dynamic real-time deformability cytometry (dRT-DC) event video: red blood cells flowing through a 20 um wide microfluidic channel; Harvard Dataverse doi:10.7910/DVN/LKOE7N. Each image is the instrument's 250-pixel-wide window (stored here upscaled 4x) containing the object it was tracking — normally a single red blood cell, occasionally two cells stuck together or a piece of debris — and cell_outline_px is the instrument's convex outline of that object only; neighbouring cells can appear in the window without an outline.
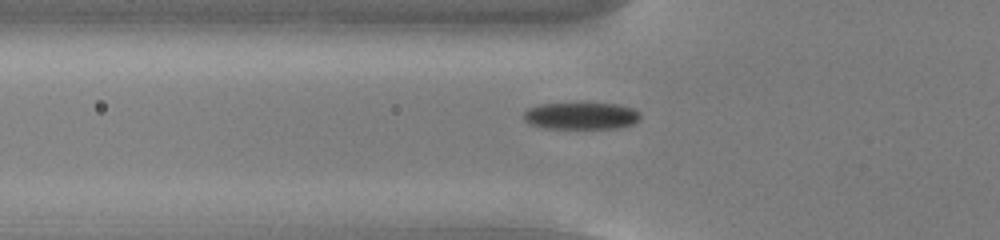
{"species": "common noctule bat (a hibernating species)", "species_latin": "Nyctalus noctula", "temperature_condition": "cold", "stored_images_in_passage": 44, "camera_frame_rate_fps": 3000, "um_per_image_px": 0.085, "animal": {"sex": "male", "body_mass_g": 13.0, "forearm_length_mm": 53.1}, "frame": {"image": 1, "passage_image": 8, "time_ms": 2.333, "image_size_px": [1000, 240], "cell_outline_px": [[640, 120], [632, 124], [616, 128], [544, 128], [532, 124], [524, 120], [524, 112], [528, 108], [540, 104], [616, 104], [632, 108], [640, 112]], "centroid_in_image_um": [49.41, 9.85], "position_along_channel_um": 76.4, "area_um2": 18.09}}
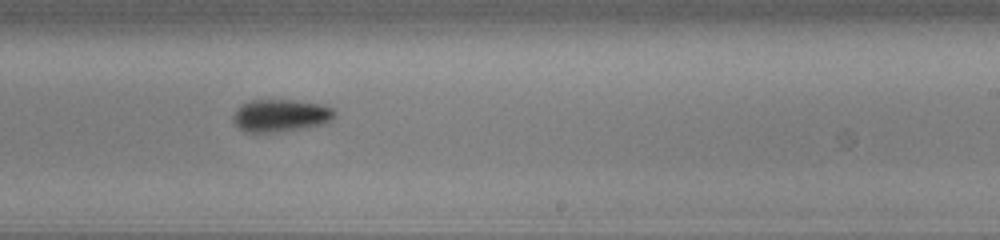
{"frame": {"image": 2, "passage_image": 23, "time_ms": 7.333, "image_size_px": [1000, 240], "cell_outline_px": [[336, 112], [332, 120], [324, 124], [304, 128], [276, 132], [244, 132], [232, 120], [232, 116], [240, 104], [248, 100], [292, 100], [320, 104], [332, 108]], "centroid_in_image_um": [23.83, 9.82], "position_along_channel_um": 265.2, "area_um2": 19.31}}
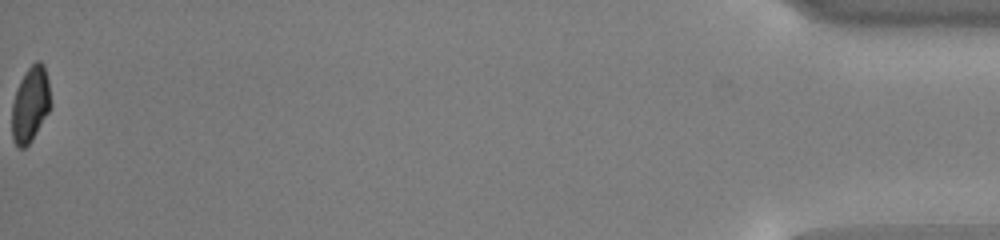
{"frame": {"image": 3, "passage_image": 44, "time_ms": 14.333, "image_size_px": [1000, 240], "cell_outline_px": [[52, 104], [48, 112], [32, 140], [24, 148], [20, 148], [12, 140], [12, 104], [16, 88], [20, 80], [28, 68], [36, 60], [40, 60], [44, 64], [48, 80]], "centroid_in_image_um": [2.58, 8.85], "position_along_channel_um": 432.6, "area_um2": 17.17}, "authors_computed_cell_mechanics": {"area_um2": 18.5827, "velocity_mm_per_s": 3.7764, "shape_relaxation_time_tau1_ms": 2.067, "shape_relaxation_time_tau2_ms": null, "deformation_change_tau1": 0.1135, "deformation_change_tau2": null}}